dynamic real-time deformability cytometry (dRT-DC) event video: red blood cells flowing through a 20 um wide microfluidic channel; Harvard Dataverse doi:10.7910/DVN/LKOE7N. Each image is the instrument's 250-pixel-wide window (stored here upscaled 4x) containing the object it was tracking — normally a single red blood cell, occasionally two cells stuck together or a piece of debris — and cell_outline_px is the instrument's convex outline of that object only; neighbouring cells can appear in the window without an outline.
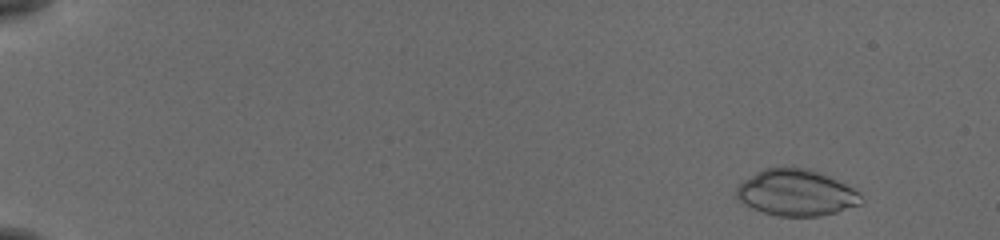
{"species": "common noctule bat (a hibernating species)", "species_latin": "Nyctalus noctula", "temperature_condition": "cold", "stored_images_in_passage": 51, "camera_frame_rate_fps": 3000, "um_per_image_px": 0.085, "animal": {"sex": "female", "body_mass_g": 19.5, "forearm_length_mm": 54.1}, "frame": {"image": 1, "passage_image": 1, "time_ms": 0.0, "image_size_px": [1000, 240], "cell_outline_px": [[864, 200], [860, 204], [836, 212], [820, 216], [776, 216], [752, 208], [740, 200], [736, 196], [736, 188], [744, 180], [768, 168], [808, 168], [836, 180], [860, 192]], "centroid_in_image_um": [67.7, 16.41], "position_along_channel_um": 17.3, "area_um2": 33.0}}
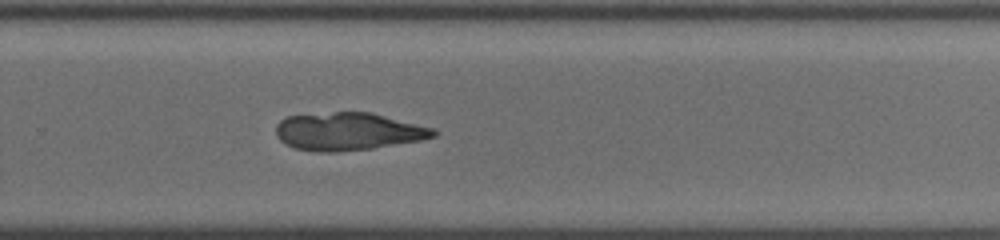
{"frame": {"image": 2, "passage_image": 35, "time_ms": 11.333, "image_size_px": [1000, 240], "cell_outline_px": [[436, 136], [420, 140], [372, 148], [336, 152], [316, 152], [296, 148], [284, 144], [280, 140], [276, 132], [276, 124], [280, 120], [288, 116], [332, 112], [372, 112], [432, 128], [436, 132]], "centroid_in_image_um": [29.55, 11.17], "position_along_channel_um": 300.2, "area_um2": 34.51}}
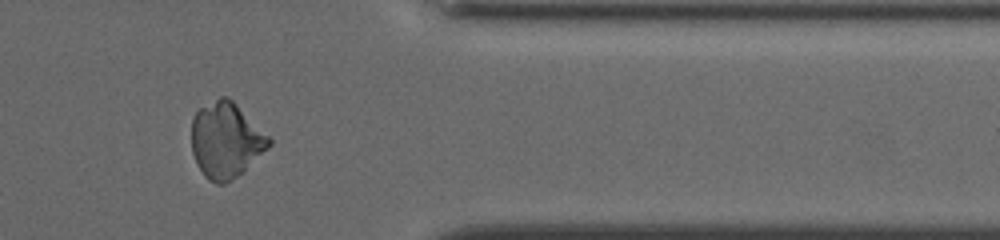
{"frame": {"image": 3, "passage_image": 43, "time_ms": 14.0, "image_size_px": [1000, 240], "cell_outline_px": [[272, 144], [244, 172], [224, 184], [216, 184], [208, 180], [204, 176], [196, 164], [192, 152], [192, 120], [196, 112], [200, 108], [220, 96], [228, 96], [272, 140]], "centroid_in_image_um": [19.19, 11.95], "position_along_channel_um": 392.2, "area_um2": 34.04}}